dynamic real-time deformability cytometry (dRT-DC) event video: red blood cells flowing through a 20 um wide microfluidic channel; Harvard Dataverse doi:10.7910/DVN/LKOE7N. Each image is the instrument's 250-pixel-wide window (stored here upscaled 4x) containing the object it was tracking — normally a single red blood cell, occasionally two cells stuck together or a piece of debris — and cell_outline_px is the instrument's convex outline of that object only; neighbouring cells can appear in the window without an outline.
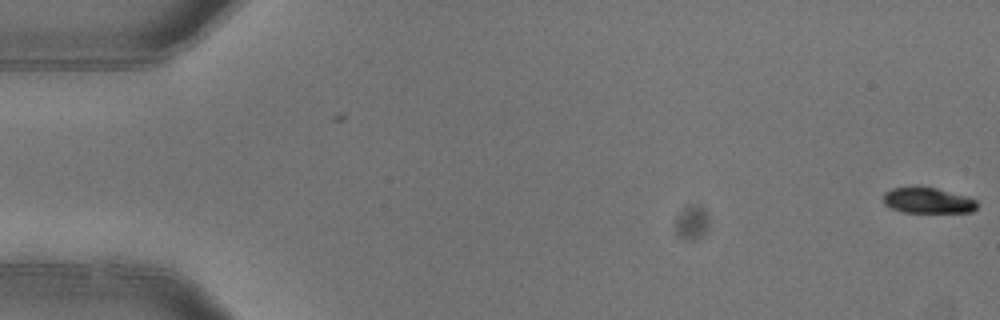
{"species": "common noctule bat (a hibernating species)", "species_latin": "Nyctalus noctula", "temperature_condition": "warm", "stored_images_in_passage": 5, "camera_frame_rate_fps": 3000, "um_per_image_px": 0.085, "animal": {"sex": "female"}, "frame": {"image": 1, "passage_image": 1, "time_ms": 0.0, "image_size_px": [1000, 320], "cell_outline_px": [[976, 208], [972, 212], [904, 212], [892, 208], [884, 204], [884, 192], [892, 188], [916, 184], [936, 188], [968, 196], [976, 200]], "centroid_in_image_um": [78.83, 17.0], "position_along_channel_um": 6.2, "area_um2": 14.39}}
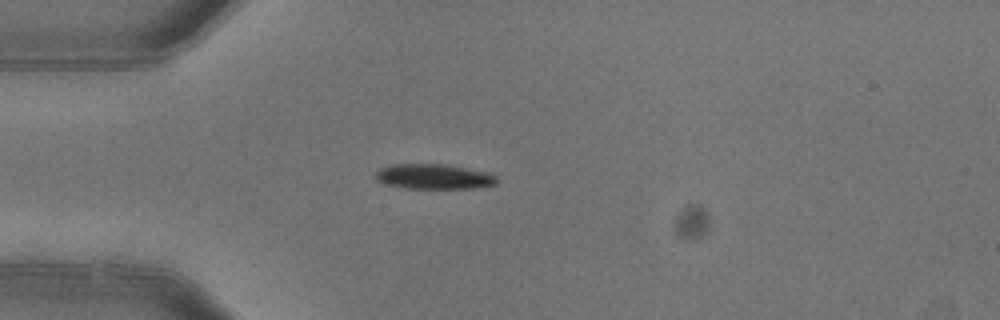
{"frame": {"image": 2, "passage_image": 5, "time_ms": 1.333, "image_size_px": [1000, 320], "cell_outline_px": [[496, 184], [472, 188], [408, 188], [384, 184], [376, 180], [376, 172], [380, 168], [392, 164], [448, 164], [488, 172], [496, 176]], "centroid_in_image_um": [36.86, 15.0], "position_along_channel_um": 48.1, "area_um2": 17.69}}